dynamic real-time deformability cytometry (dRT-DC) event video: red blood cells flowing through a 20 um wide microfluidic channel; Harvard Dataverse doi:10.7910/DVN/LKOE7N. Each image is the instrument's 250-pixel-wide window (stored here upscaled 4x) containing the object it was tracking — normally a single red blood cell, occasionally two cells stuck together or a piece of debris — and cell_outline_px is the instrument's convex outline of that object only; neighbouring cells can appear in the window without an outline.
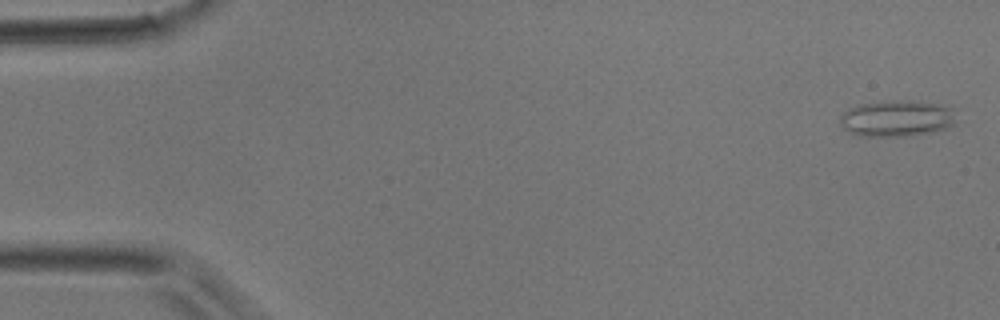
{"species": "common noctule bat (a hibernating species)", "species_latin": "Nyctalus noctula", "temperature_condition": "room temperature", "stored_images_in_passage": 45, "camera_frame_rate_fps": 3000, "um_per_image_px": 0.085, "animal": {"sex": "male", "body_mass_g": 17.9}, "frame": {"image": 1, "passage_image": 2, "time_ms": 0.333, "image_size_px": [1000, 320], "cell_outline_px": [[956, 124], [944, 128], [928, 132], [904, 136], [860, 136], [844, 128], [840, 124], [840, 116], [844, 112], [860, 104], [892, 100], [912, 100], [936, 104], [948, 108]], "centroid_in_image_um": [76.17, 10.06], "position_along_channel_um": 8.8, "area_um2": 23.93}}
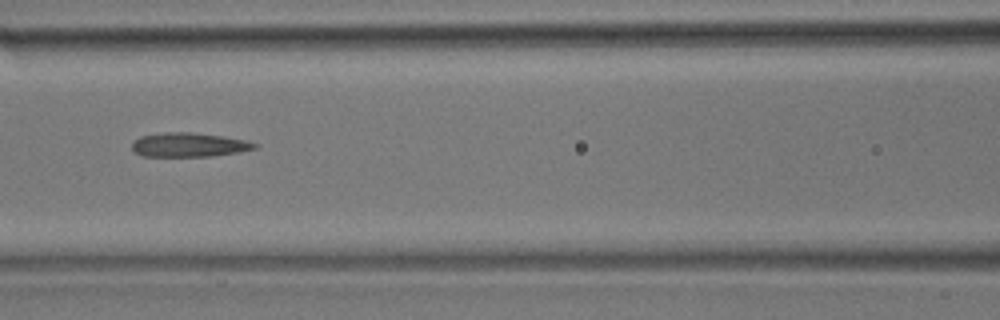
{"frame": {"image": 2, "passage_image": 20, "time_ms": 6.333, "image_size_px": [1000, 320], "cell_outline_px": [[260, 148], [240, 152], [212, 156], [140, 156], [132, 152], [132, 144], [140, 136], [164, 132], [192, 132], [224, 136], [248, 140], [260, 144]], "centroid_in_image_um": [16.12, 12.31], "position_along_channel_um": 150.5, "area_um2": 17.63}}
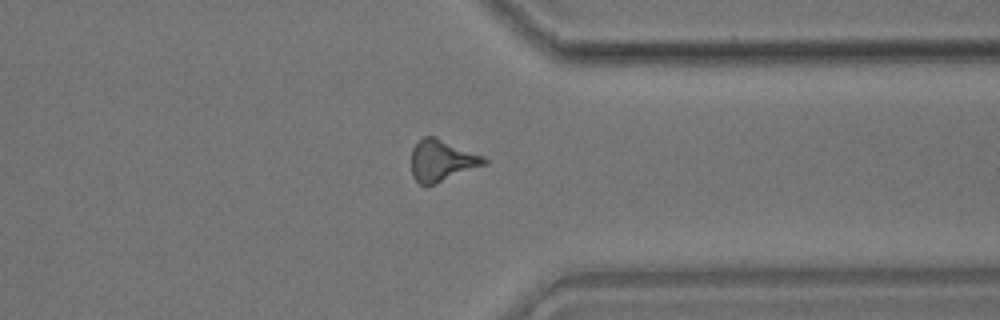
{"frame": {"image": 3, "passage_image": 35, "time_ms": 11.333, "image_size_px": [1000, 320], "cell_outline_px": [[488, 164], [424, 188], [412, 176], [412, 148], [424, 136], [436, 136], [484, 156], [488, 160]], "centroid_in_image_um": [37.57, 13.66], "position_along_channel_um": 373.8, "area_um2": 17.86}}